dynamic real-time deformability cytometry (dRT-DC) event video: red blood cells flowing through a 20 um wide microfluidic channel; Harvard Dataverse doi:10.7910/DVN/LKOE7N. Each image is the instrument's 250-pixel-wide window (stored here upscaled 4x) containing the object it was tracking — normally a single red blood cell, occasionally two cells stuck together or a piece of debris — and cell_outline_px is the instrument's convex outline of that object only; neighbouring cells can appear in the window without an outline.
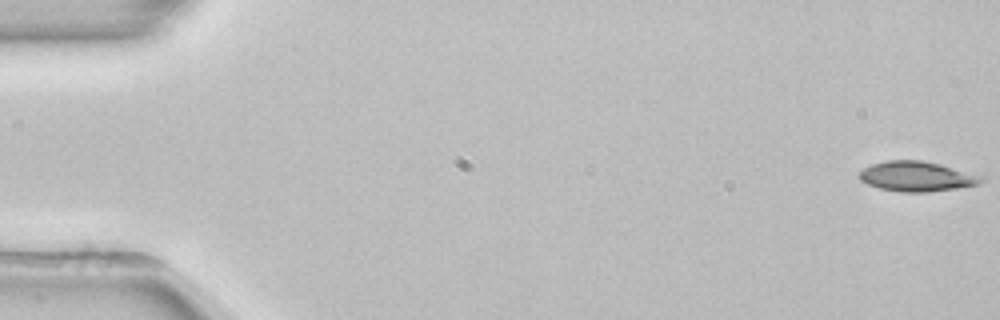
{"species": "common noctule bat (a hibernating species)", "species_latin": "Nyctalus noctula", "temperature_condition": "room temperature", "stored_images_in_passage": 28, "camera_frame_rate_fps": 3000, "um_per_image_px": 0.085, "animal": {"sex": "female", "body_mass_g": 22.7, "forearm_length_mm": 54.2}, "frame": {"image": 1, "passage_image": 1, "time_ms": 0.0, "image_size_px": [1000, 320], "cell_outline_px": [[984, 180], [976, 184], [956, 188], [928, 192], [900, 192], [880, 188], [868, 184], [860, 180], [860, 172], [864, 168], [872, 164], [884, 160], [924, 160], [984, 172]], "centroid_in_image_um": [78.07, 14.96], "position_along_channel_um": 6.9, "area_um2": 22.02}}
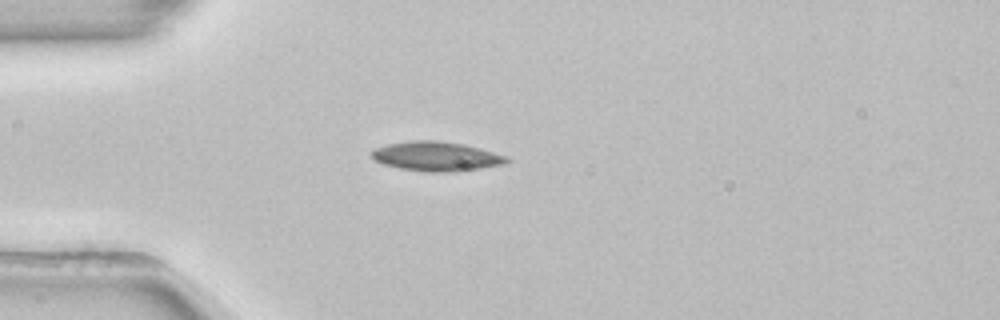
{"frame": {"image": 2, "passage_image": 15, "time_ms": 4.667, "image_size_px": [1000, 320], "cell_outline_px": [[512, 160], [508, 164], [460, 172], [428, 172], [400, 168], [384, 164], [376, 160], [368, 152], [376, 148], [388, 144], [412, 140], [440, 140], [464, 144], [480, 148], [508, 156]], "centroid_in_image_um": [37.17, 13.29], "position_along_channel_um": 47.8, "area_um2": 23.58}}